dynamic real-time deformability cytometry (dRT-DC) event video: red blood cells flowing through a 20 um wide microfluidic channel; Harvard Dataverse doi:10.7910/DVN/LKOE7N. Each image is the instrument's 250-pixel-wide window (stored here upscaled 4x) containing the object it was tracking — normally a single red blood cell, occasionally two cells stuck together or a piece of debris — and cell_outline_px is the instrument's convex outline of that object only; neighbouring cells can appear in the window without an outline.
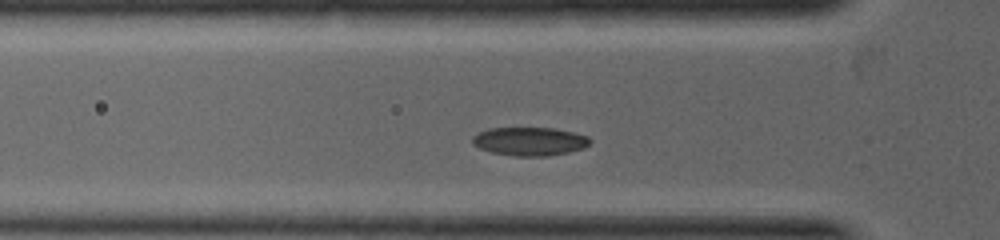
{"species": "common noctule bat (a hibernating species)", "species_latin": "Nyctalus noctula", "temperature_condition": "warm", "stored_images_in_passage": 23, "camera_frame_rate_fps": 5000, "um_per_image_px": 0.085, "animal": {"sex": "female", "body_mass_g": 19.0, "forearm_length_mm": 53.3}, "frame": {"image": 1, "passage_image": 5, "time_ms": 1.0, "image_size_px": [1000, 240], "cell_outline_px": [[592, 140], [584, 148], [568, 152], [548, 156], [512, 156], [492, 152], [480, 148], [472, 144], [472, 136], [488, 128], [556, 128], [588, 136]], "centroid_in_image_um": [45.02, 12.01], "position_along_channel_um": 80.8, "area_um2": 19.54}}
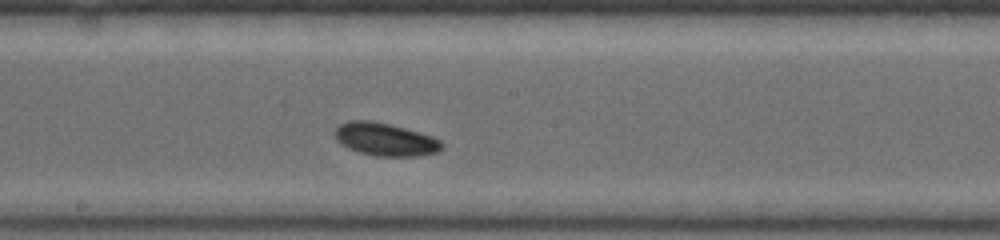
{"frame": {"image": 2, "passage_image": 11, "time_ms": 2.8, "image_size_px": [1000, 240], "cell_outline_px": [[444, 148], [436, 152], [416, 156], [376, 156], [360, 152], [348, 148], [340, 144], [336, 140], [332, 132], [340, 124], [348, 120], [372, 120], [404, 128], [432, 136], [440, 140], [444, 144]], "centroid_in_image_um": [32.71, 11.84], "position_along_channel_um": 215.5, "area_um2": 20.58}}
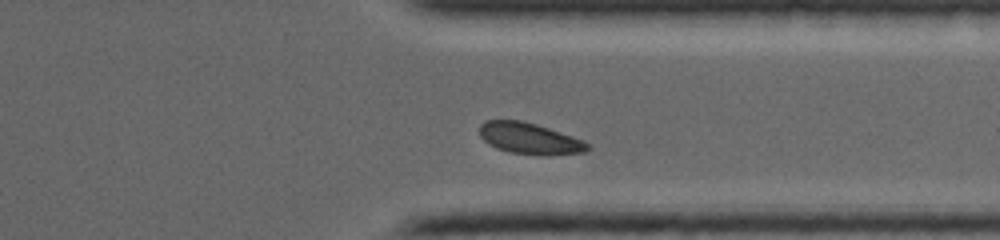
{"frame": {"image": 3, "passage_image": 19, "time_ms": 4.8, "image_size_px": [1000, 240], "cell_outline_px": [[588, 148], [584, 152], [508, 152], [496, 148], [488, 144], [480, 136], [480, 124], [484, 120], [520, 120], [536, 124], [584, 140], [588, 144]], "centroid_in_image_um": [44.9, 11.7], "position_along_channel_um": 366.5, "area_um2": 18.61}}